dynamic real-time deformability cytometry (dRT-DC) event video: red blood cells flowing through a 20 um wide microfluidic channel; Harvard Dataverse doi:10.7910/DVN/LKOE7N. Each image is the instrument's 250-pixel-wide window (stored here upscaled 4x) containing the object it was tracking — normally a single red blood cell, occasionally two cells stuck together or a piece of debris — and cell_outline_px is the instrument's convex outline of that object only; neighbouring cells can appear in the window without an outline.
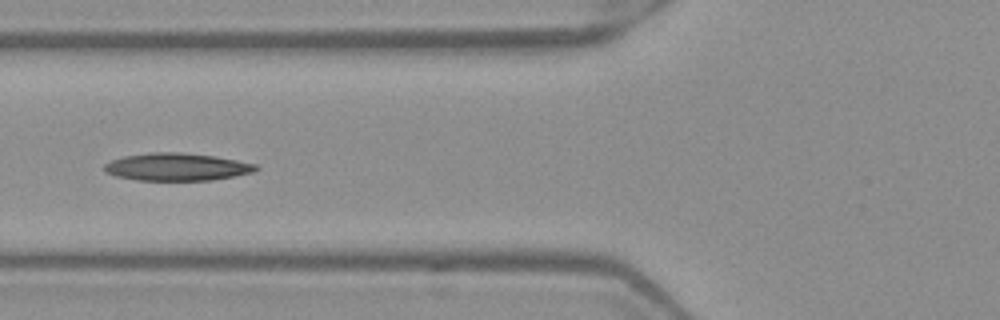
{"species": "Egyptian fruit bat (a non-hibernating species)", "species_latin": "Rousettus aegyptiacus", "temperature_condition": "warm", "stored_images_in_passage": 6, "camera_frame_rate_fps": 3000, "um_per_image_px": 0.085, "frame": {"image": 1, "passage_image": 6, "time_ms": 1.667, "image_size_px": [1000, 320], "cell_outline_px": [[260, 168], [252, 172], [212, 180], [136, 180], [116, 176], [104, 172], [104, 164], [112, 160], [124, 156], [148, 152], [184, 152], [216, 156], [256, 164]], "centroid_in_image_um": [15.0, 14.17], "position_along_channel_um": 110.8, "area_um2": 24.39}}